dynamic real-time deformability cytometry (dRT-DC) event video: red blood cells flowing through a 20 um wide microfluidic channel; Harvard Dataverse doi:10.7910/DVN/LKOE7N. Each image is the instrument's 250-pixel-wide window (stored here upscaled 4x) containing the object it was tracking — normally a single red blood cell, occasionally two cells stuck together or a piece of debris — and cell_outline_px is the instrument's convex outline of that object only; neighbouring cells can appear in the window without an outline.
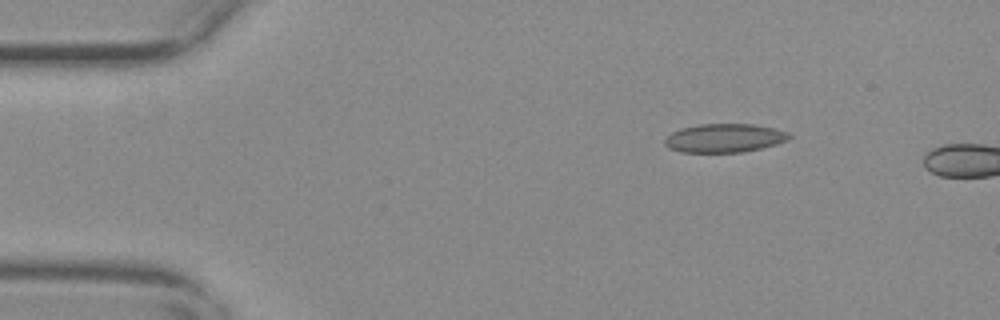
{"species": "common noctule bat (a hibernating species)", "species_latin": "Nyctalus noctula", "temperature_condition": "warm", "stored_images_in_passage": 3, "camera_frame_rate_fps": 3000, "um_per_image_px": 0.085, "animal": {"sex": "female", "body_mass_g": 29.2, "forearm_length_mm": 56.3}, "frame": {"image": 1, "passage_image": 1, "time_ms": 0.0, "image_size_px": [1000, 320], "cell_outline_px": [[792, 136], [788, 140], [776, 144], [760, 148], [740, 152], [680, 152], [668, 148], [664, 144], [664, 140], [672, 132], [680, 128], [696, 124], [756, 124], [788, 132]], "centroid_in_image_um": [61.55, 11.73], "position_along_channel_um": 23.5, "area_um2": 20.81}}